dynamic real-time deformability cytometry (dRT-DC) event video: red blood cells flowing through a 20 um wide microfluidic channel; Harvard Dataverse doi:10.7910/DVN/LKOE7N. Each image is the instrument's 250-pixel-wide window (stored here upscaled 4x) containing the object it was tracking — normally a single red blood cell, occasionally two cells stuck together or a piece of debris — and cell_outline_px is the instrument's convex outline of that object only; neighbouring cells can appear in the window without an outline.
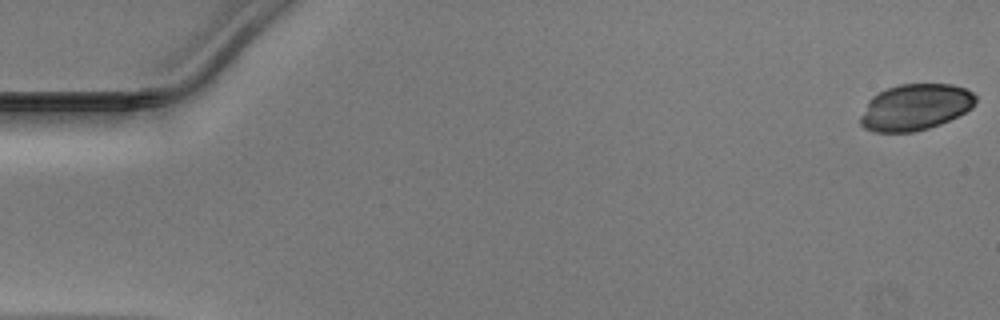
{"species": "Egyptian fruit bat (a non-hibernating species)", "species_latin": "Rousettus aegyptiacus", "temperature_condition": "warm", "stored_images_in_passage": 40, "camera_frame_rate_fps": 3000, "um_per_image_px": 0.085, "animal": {"sex": "male"}, "frame": {"image": 1, "passage_image": 1, "time_ms": 0.0, "image_size_px": [1000, 320], "cell_outline_px": [[976, 100], [972, 108], [940, 124], [928, 128], [912, 132], [872, 132], [864, 128], [860, 124], [860, 116], [868, 100], [872, 96], [888, 88], [900, 84], [952, 84], [964, 88], [972, 92], [976, 96]], "centroid_in_image_um": [77.77, 9.11], "position_along_channel_um": 7.2, "area_um2": 30.98}}
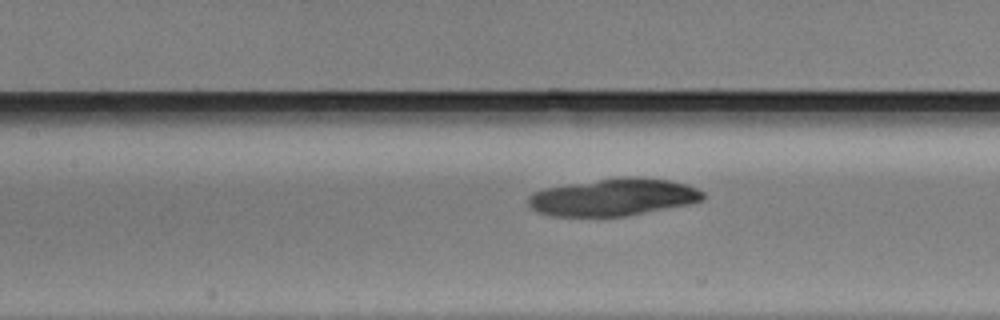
{"frame": {"image": 2, "passage_image": 23, "time_ms": 7.333, "image_size_px": [1000, 320], "cell_outline_px": [[704, 200], [692, 204], [624, 216], [552, 216], [536, 212], [528, 204], [528, 196], [532, 192], [544, 188], [628, 176], [636, 176], [668, 180], [688, 184], [704, 192]], "centroid_in_image_um": [52.17, 16.77], "position_along_channel_um": 155.2, "area_um2": 37.92}}
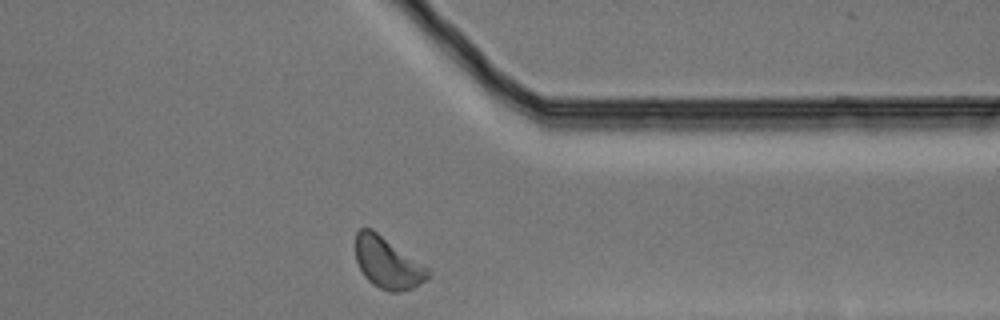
{"frame": {"image": 3, "passage_image": 40, "time_ms": 13.0, "image_size_px": [1000, 320], "cell_outline_px": [[432, 276], [428, 280], [412, 288], [400, 292], [388, 292], [372, 284], [364, 276], [356, 260], [356, 232], [360, 228], [372, 228], [428, 268], [432, 272]], "centroid_in_image_um": [32.97, 22.36], "position_along_channel_um": 378.4, "area_um2": 21.73}}